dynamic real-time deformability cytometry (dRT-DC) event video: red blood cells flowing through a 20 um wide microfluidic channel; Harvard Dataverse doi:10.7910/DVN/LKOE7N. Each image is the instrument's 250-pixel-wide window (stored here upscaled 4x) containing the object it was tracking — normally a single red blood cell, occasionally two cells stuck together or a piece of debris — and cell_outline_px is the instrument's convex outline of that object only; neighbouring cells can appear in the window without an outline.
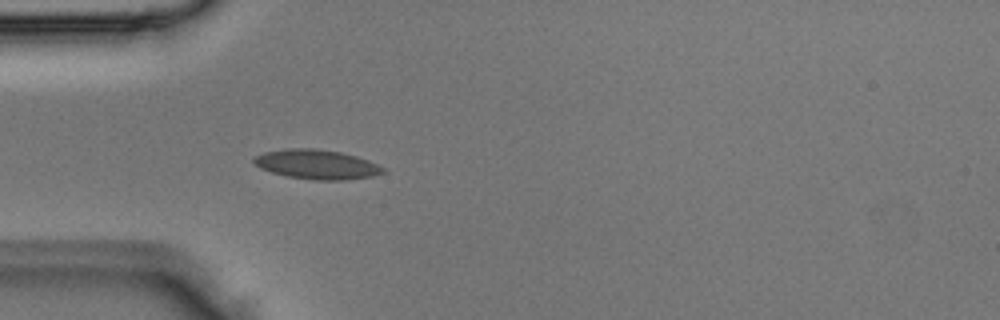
{"species": "Egyptian fruit bat (a non-hibernating species)", "species_latin": "Rousettus aegyptiacus", "temperature_condition": "room temperature", "stored_images_in_passage": 4, "camera_frame_rate_fps": 3000, "um_per_image_px": 0.085, "animal": {"sex": "male"}, "frame": {"image": 1, "passage_image": 4, "time_ms": 1.0, "image_size_px": [1000, 320], "cell_outline_px": [[388, 172], [372, 176], [344, 180], [316, 180], [288, 176], [272, 172], [260, 168], [252, 160], [256, 156], [264, 152], [284, 148], [312, 148], [340, 152], [356, 156], [368, 160], [384, 168]], "centroid_in_image_um": [26.93, 13.97], "position_along_channel_um": 58.1, "area_um2": 22.08}}